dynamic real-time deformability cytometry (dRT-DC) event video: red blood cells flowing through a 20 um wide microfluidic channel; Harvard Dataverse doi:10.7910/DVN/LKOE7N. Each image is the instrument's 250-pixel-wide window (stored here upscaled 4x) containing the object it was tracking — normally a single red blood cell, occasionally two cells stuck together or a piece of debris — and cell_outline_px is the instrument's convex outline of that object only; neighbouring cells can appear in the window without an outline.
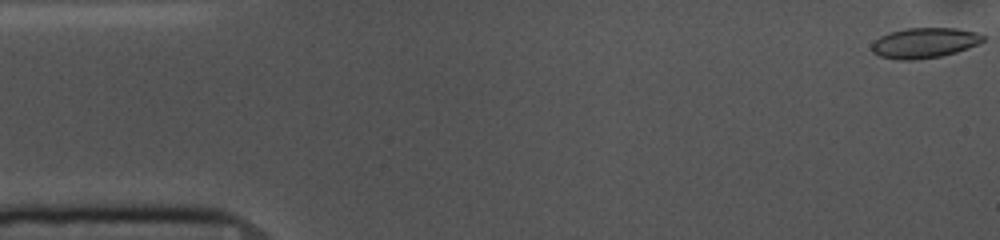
{"species": "common noctule bat (a hibernating species)", "species_latin": "Nyctalus noctula", "temperature_condition": "cold", "stored_images_in_passage": 54, "camera_frame_rate_fps": 3000, "um_per_image_px": 0.085, "animal": {"sex": "female", "body_mass_g": 10.0, "forearm_length_mm": 53.1}, "frame": {"image": 1, "passage_image": 1, "time_ms": 0.0, "image_size_px": [1000, 240], "cell_outline_px": [[984, 40], [976, 44], [956, 52], [940, 56], [912, 60], [900, 60], [880, 56], [872, 52], [872, 44], [880, 36], [888, 32], [908, 28], [956, 28], [976, 32], [984, 36]], "centroid_in_image_um": [78.55, 3.64], "position_along_channel_um": 6.5, "area_um2": 19.42}}
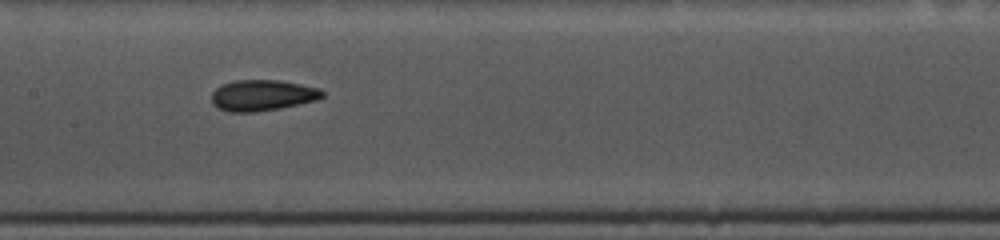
{"frame": {"image": 2, "passage_image": 25, "time_ms": 8.0, "image_size_px": [1000, 240], "cell_outline_px": [[324, 96], [316, 100], [280, 108], [252, 112], [232, 112], [220, 108], [212, 104], [212, 92], [216, 88], [224, 84], [236, 80], [280, 80], [320, 88], [324, 92]], "centroid_in_image_um": [22.32, 8.09], "position_along_channel_um": 185.1, "area_um2": 19.83}}
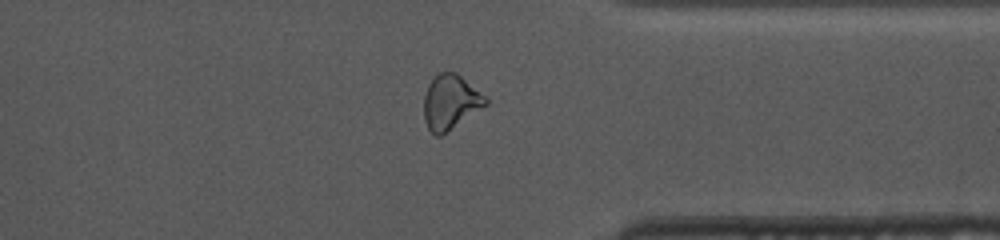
{"frame": {"image": 3, "passage_image": 41, "time_ms": 13.333, "image_size_px": [1000, 240], "cell_outline_px": [[488, 104], [440, 136], [436, 136], [428, 128], [424, 120], [424, 96], [428, 84], [440, 72], [456, 72], [484, 96], [488, 100]], "centroid_in_image_um": [38.26, 8.68], "position_along_channel_um": 373.1, "area_um2": 19.25}, "authors_computed_cell_mechanics": {"area_um2": 19.7676, "velocity_mm_per_s": 3.6619, "shape_relaxation_time_tau1_ms": 10.5077, "shape_relaxation_time_tau2_ms": 9.8116, "deformation_change_tau1": 0.1757, "deformation_change_tau2": 0.1613}}